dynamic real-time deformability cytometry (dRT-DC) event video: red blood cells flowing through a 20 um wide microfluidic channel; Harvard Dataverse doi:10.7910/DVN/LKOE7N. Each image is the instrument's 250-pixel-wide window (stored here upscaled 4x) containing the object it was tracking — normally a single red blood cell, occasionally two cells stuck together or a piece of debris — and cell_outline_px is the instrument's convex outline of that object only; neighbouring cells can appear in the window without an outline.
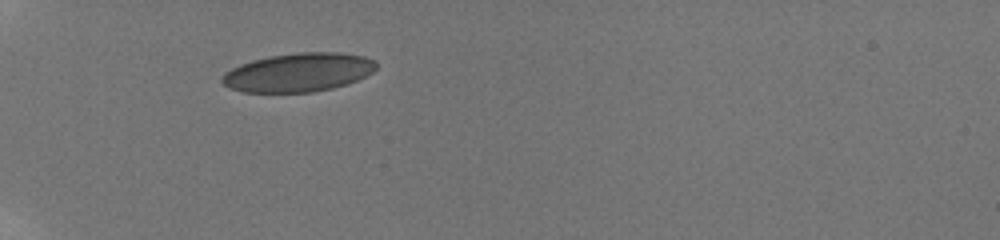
{"species": "human", "species_latin": "Homo sapiens", "temperature_condition": "room temperature", "stored_images_in_passage": 2, "camera_frame_rate_fps": 3000, "um_per_image_px": 0.085, "donor": {"sex": "male"}, "frame": {"image": 1, "passage_image": 1, "time_ms": 0.0, "image_size_px": [1000, 240], "cell_outline_px": [[376, 68], [372, 72], [348, 84], [332, 88], [312, 92], [244, 92], [228, 88], [220, 80], [224, 72], [240, 64], [252, 60], [272, 56], [296, 52], [340, 52], [364, 56], [376, 60]], "centroid_in_image_um": [25.36, 6.15], "position_along_channel_um": 59.6, "area_um2": 34.85}}